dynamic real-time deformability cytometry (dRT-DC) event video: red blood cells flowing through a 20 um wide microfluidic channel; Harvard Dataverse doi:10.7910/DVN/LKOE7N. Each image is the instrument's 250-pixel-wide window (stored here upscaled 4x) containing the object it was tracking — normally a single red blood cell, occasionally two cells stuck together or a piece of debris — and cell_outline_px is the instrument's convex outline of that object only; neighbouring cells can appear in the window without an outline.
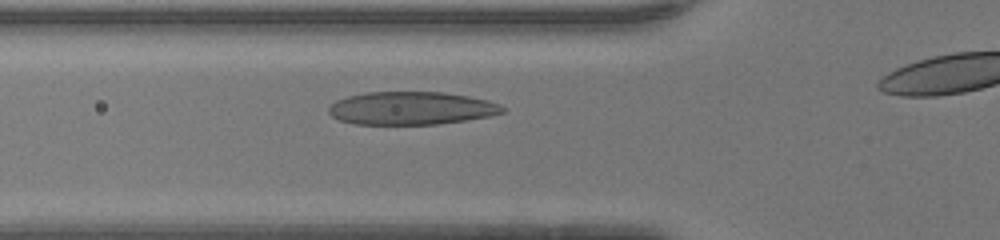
{"species": "human", "species_latin": "Homo sapiens", "temperature_condition": "warm", "stored_images_in_passage": 28, "camera_frame_rate_fps": 3000, "um_per_image_px": 0.085, "donor": {"sex": "female"}, "frame": {"image": 1, "passage_image": 6, "time_ms": 1.667, "image_size_px": [1000, 240], "cell_outline_px": [[504, 112], [492, 116], [436, 124], [356, 124], [340, 120], [332, 116], [328, 112], [328, 108], [336, 100], [348, 96], [368, 92], [444, 92], [468, 96], [488, 100], [500, 104], [504, 108]], "centroid_in_image_um": [34.97, 9.19], "position_along_channel_um": 90.8, "area_um2": 33.35}}
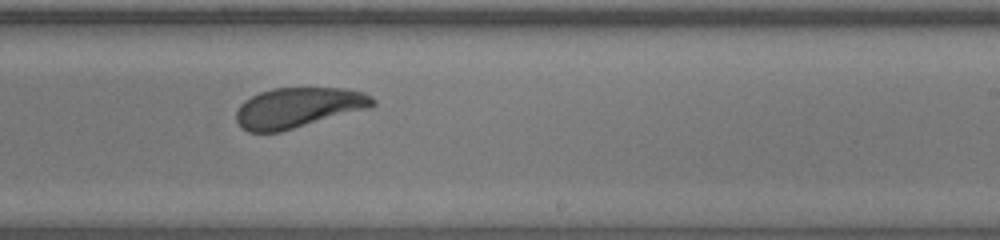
{"frame": {"image": 2, "passage_image": 18, "time_ms": 5.667, "image_size_px": [1000, 240], "cell_outline_px": [[376, 104], [372, 108], [280, 132], [248, 132], [240, 128], [236, 120], [236, 112], [240, 104], [244, 100], [260, 92], [272, 88], [344, 88], [364, 92], [372, 96], [376, 100]], "centroid_in_image_um": [25.37, 9.15], "position_along_channel_um": 263.6, "area_um2": 32.43}}
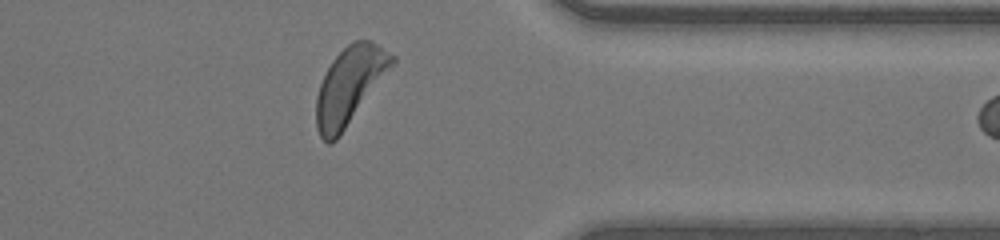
{"frame": {"image": 3, "passage_image": 27, "time_ms": 8.667, "image_size_px": [1000, 240], "cell_outline_px": [[396, 60], [340, 136], [332, 144], [328, 144], [320, 136], [316, 128], [316, 96], [320, 84], [332, 60], [352, 40], [372, 40], [396, 56]], "centroid_in_image_um": [29.7, 7.28], "position_along_channel_um": 381.7, "area_um2": 33.64}}